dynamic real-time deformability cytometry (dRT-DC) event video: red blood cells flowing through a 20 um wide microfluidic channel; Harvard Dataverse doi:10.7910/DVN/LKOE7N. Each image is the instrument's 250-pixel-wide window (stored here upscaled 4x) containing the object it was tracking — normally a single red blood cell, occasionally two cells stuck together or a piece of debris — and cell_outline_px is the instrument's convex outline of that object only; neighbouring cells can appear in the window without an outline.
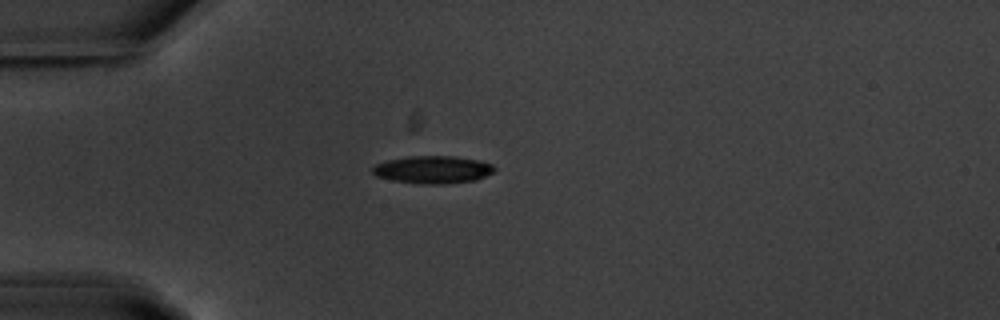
{"species": "common noctule bat (a hibernating species)", "species_latin": "Nyctalus noctula", "temperature_condition": "warm", "stored_images_in_passage": 41, "camera_frame_rate_fps": 3000, "um_per_image_px": 0.085, "animal": {"sex": "male", "body_mass_g": 20.1, "forearm_length_mm": 53.5}, "frame": {"image": 1, "passage_image": 1, "time_ms": 0.0, "image_size_px": [1000, 320], "cell_outline_px": [[496, 172], [476, 180], [444, 184], [420, 184], [392, 180], [376, 176], [372, 172], [372, 168], [376, 164], [388, 160], [408, 156], [452, 156], [480, 160], [492, 164], [496, 168]], "centroid_in_image_um": [36.83, 14.42], "position_along_channel_um": 48.2, "area_um2": 19.77}}
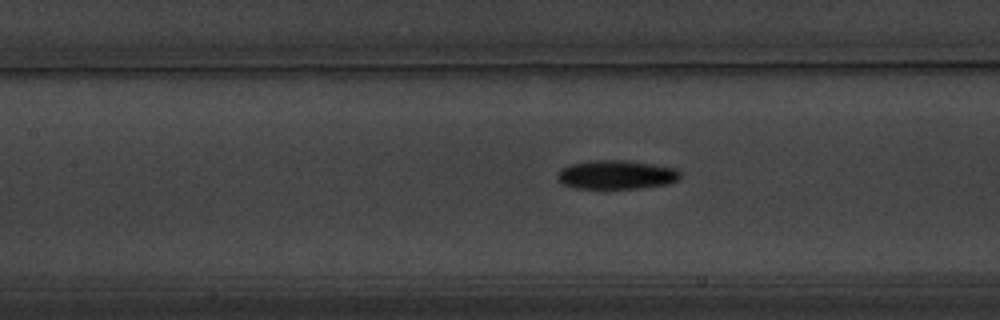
{"frame": {"image": 2, "passage_image": 11, "time_ms": 3.333, "image_size_px": [1000, 320], "cell_outline_px": [[680, 180], [668, 184], [636, 188], [576, 188], [564, 184], [556, 176], [560, 168], [568, 164], [588, 160], [624, 160], [656, 164], [676, 168], [680, 172]], "centroid_in_image_um": [52.4, 14.83], "position_along_channel_um": 155.0, "area_um2": 20.87}}
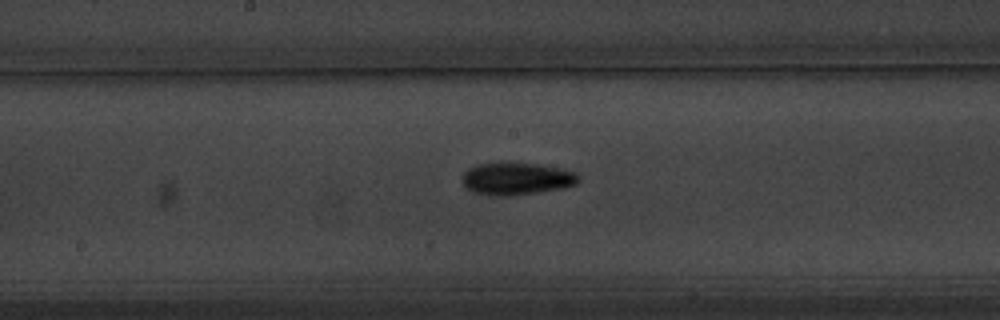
{"frame": {"image": 3, "passage_image": 15, "time_ms": 4.667, "image_size_px": [1000, 320], "cell_outline_px": [[580, 180], [576, 184], [564, 188], [512, 196], [492, 196], [472, 192], [464, 184], [464, 172], [468, 168], [476, 164], [540, 164], [564, 168], [576, 172], [580, 176]], "centroid_in_image_um": [43.97, 15.21], "position_along_channel_um": 204.2, "area_um2": 21.85}, "authors_computed_cell_mechanics": {"area_um2": 20.1144, "velocity_mm_per_s": 3.6936, "shape_relaxation_time_tau1_ms": 2.8725, "shape_relaxation_time_tau2_ms": null, "deformation_change_tau1": 0.1318, "deformation_change_tau2": null}}